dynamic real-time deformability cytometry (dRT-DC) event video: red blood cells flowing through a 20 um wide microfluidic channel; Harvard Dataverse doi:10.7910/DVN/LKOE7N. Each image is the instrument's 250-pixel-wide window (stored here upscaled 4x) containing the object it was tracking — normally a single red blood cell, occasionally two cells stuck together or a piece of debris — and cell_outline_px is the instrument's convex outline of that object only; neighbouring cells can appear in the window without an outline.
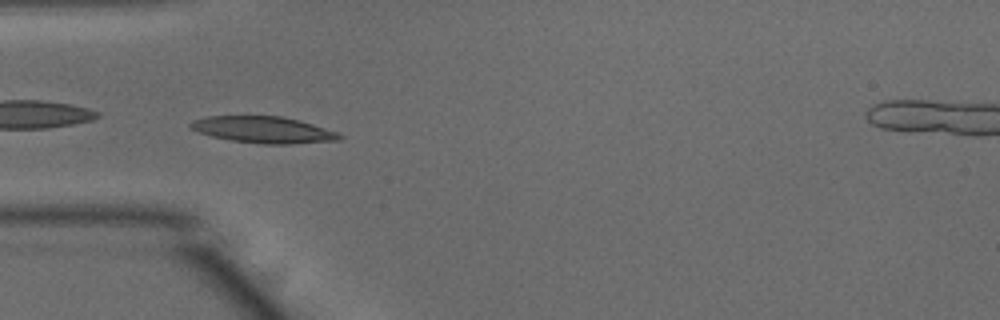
{"species": "common noctule bat (a hibernating species)", "species_latin": "Nyctalus noctula", "temperature_condition": "warm", "stored_images_in_passage": 25, "camera_frame_rate_fps": 3000, "um_per_image_px": 0.085, "animal": {"sex": "male", "body_mass_g": 15.6}, "frame": {"image": 1, "passage_image": 1, "time_ms": 0.0, "image_size_px": [1000, 320], "cell_outline_px": [[344, 136], [340, 140], [292, 144], [260, 144], [232, 140], [212, 136], [200, 132], [192, 128], [188, 124], [192, 120], [208, 116], [280, 116], [300, 120], [340, 132]], "centroid_in_image_um": [22.46, 11.03], "position_along_channel_um": 62.5, "area_um2": 23.12}}
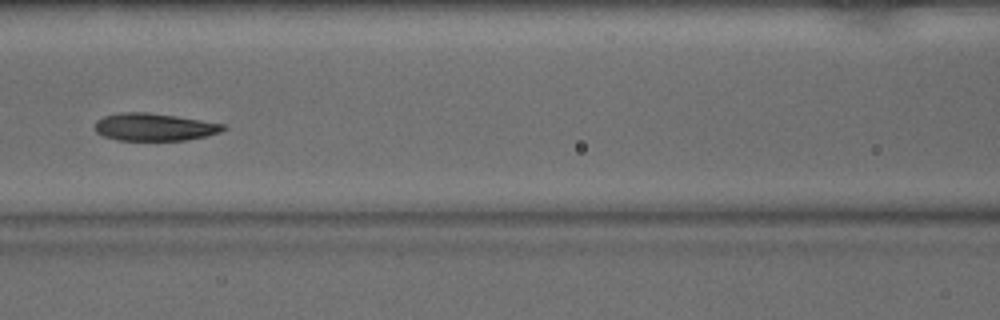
{"frame": {"image": 2, "passage_image": 8, "time_ms": 2.333, "image_size_px": [1000, 320], "cell_outline_px": [[228, 128], [220, 132], [188, 140], [116, 140], [104, 136], [96, 132], [96, 120], [104, 116], [124, 112], [148, 112], [176, 116], [224, 124]], "centroid_in_image_um": [13.12, 10.8], "position_along_channel_um": 153.5, "area_um2": 20.46}, "authors_computed_cell_mechanics": {"area_um2": 20.6924, "velocity_mm_per_s": 3.9167, "shape_relaxation_time_tau1_ms": 2.3664, "shape_relaxation_time_tau2_ms": 1.7078, "deformation_change_tau1": 0.131, "deformation_change_tau2": 0.0772}}